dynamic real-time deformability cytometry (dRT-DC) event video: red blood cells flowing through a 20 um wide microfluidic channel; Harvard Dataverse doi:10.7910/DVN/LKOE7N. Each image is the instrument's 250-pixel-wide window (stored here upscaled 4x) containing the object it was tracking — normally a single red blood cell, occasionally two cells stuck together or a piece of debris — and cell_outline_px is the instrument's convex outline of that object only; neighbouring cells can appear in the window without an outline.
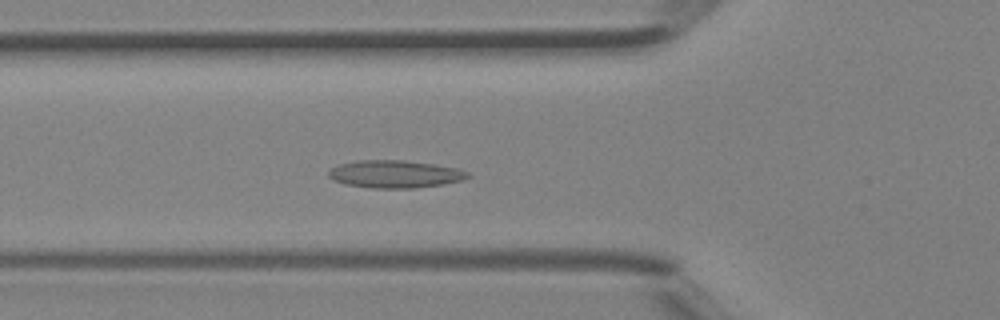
{"species": "Egyptian fruit bat (a non-hibernating species)", "species_latin": "Rousettus aegyptiacus", "temperature_condition": "room temperature", "stored_images_in_passage": 44, "camera_frame_rate_fps": 3000, "um_per_image_px": 0.085, "animal": {"sex": "female"}, "frame": {"image": 1, "passage_image": 15, "time_ms": 4.667, "image_size_px": [1000, 320], "cell_outline_px": [[468, 176], [460, 180], [440, 184], [412, 188], [372, 188], [344, 184], [332, 180], [328, 176], [328, 172], [332, 168], [340, 164], [356, 160], [404, 160], [436, 164], [460, 168], [468, 172]], "centroid_in_image_um": [33.53, 14.78], "position_along_channel_um": 92.3, "area_um2": 22.31}}
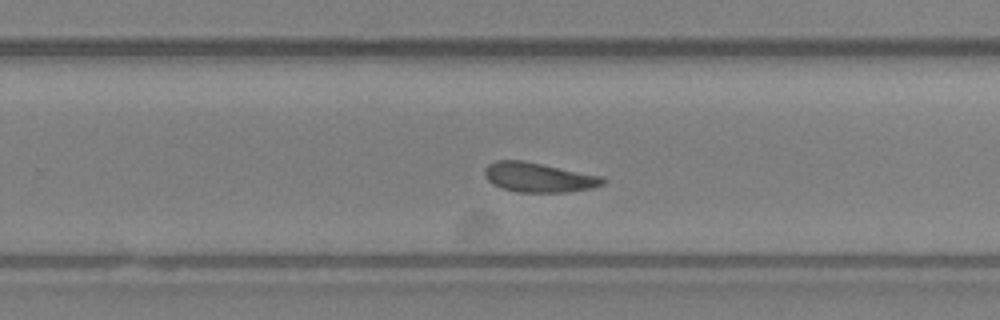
{"frame": {"image": 2, "passage_image": 28, "time_ms": 9.0, "image_size_px": [1000, 320], "cell_outline_px": [[608, 180], [604, 184], [592, 188], [568, 192], [516, 192], [492, 184], [484, 176], [484, 168], [488, 164], [496, 160], [524, 160], [604, 176]], "centroid_in_image_um": [45.82, 15.07], "position_along_channel_um": 284.0, "area_um2": 20.69}}
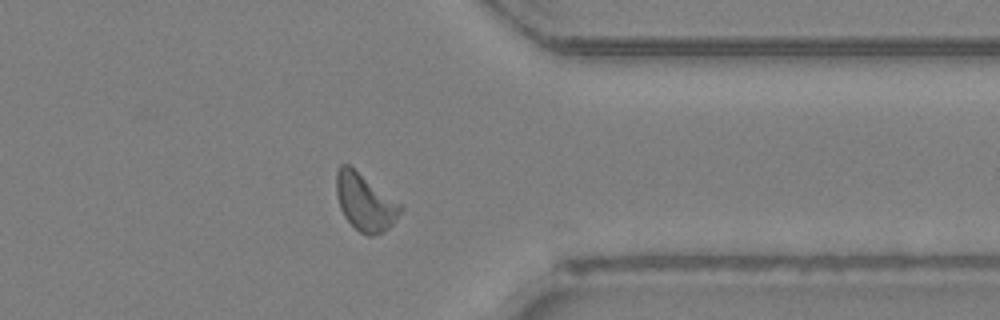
{"frame": {"image": 3, "passage_image": 35, "time_ms": 11.333, "image_size_px": [1000, 320], "cell_outline_px": [[404, 208], [392, 224], [388, 228], [372, 236], [368, 236], [360, 232], [344, 216], [340, 208], [336, 196], [336, 172], [340, 164], [348, 164], [404, 204]], "centroid_in_image_um": [31.04, 17.16], "position_along_channel_um": 380.4, "area_um2": 21.5}, "authors_computed_cell_mechanics": {"area_um2": 20.6057, "velocity_mm_per_s": 4.441, "shape_relaxation_time_tau1_ms": null, "shape_relaxation_time_tau2_ms": 2.4473, "deformation_change_tau1": null, "deformation_change_tau2": 0.1047}}